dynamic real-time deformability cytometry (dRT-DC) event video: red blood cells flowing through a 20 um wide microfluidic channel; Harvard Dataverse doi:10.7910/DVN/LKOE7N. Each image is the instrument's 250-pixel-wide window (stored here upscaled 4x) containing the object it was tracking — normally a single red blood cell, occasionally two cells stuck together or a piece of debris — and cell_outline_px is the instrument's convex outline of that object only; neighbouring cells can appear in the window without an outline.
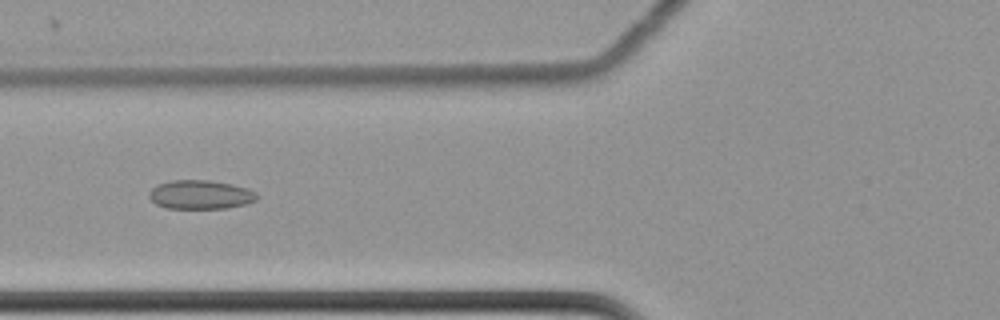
{"species": "common noctule bat (a hibernating species)", "species_latin": "Nyctalus noctula", "temperature_condition": "cold", "stored_images_in_passage": 62, "camera_frame_rate_fps": 3000, "um_per_image_px": 0.085, "animal": {"sex": "female", "body_mass_g": 22.7, "forearm_length_mm": 54.2}, "frame": {"image": 1, "passage_image": 26, "time_ms": 8.333, "image_size_px": [1000, 320], "cell_outline_px": [[260, 196], [256, 200], [248, 204], [228, 208], [164, 208], [156, 204], [148, 196], [148, 192], [156, 184], [172, 180], [208, 180], [232, 184], [248, 188], [256, 192]], "centroid_in_image_um": [17.06, 16.54], "position_along_channel_um": 108.7, "area_um2": 18.44}}
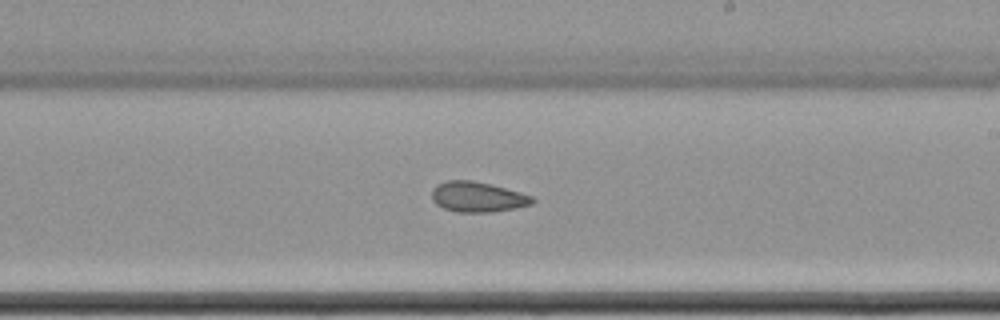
{"frame": {"image": 2, "passage_image": 38, "time_ms": 12.333, "image_size_px": [1000, 320], "cell_outline_px": [[536, 200], [532, 204], [516, 208], [492, 212], [456, 212], [444, 208], [436, 204], [432, 200], [432, 188], [436, 184], [444, 180], [472, 180], [492, 184], [520, 192], [532, 196]], "centroid_in_image_um": [40.58, 16.73], "position_along_channel_um": 248.4, "area_um2": 17.98}}
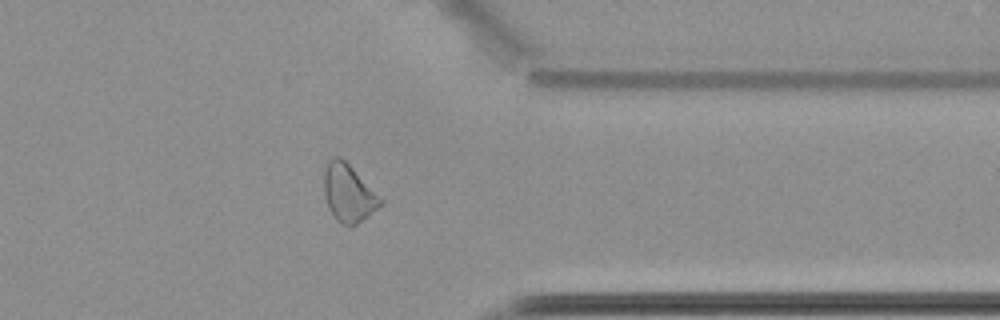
{"frame": {"image": 3, "passage_image": 50, "time_ms": 16.333, "image_size_px": [1000, 320], "cell_outline_px": [[384, 204], [352, 228], [336, 220], [328, 208], [324, 192], [324, 172], [328, 160], [336, 156], [340, 156], [384, 200]], "centroid_in_image_um": [29.63, 16.45], "position_along_channel_um": 381.8, "area_um2": 18.96}, "authors_computed_cell_mechanics": {"area_um2": 19.7387, "velocity_mm_per_s": 3.4955, "shape_relaxation_time_tau1_ms": null, "shape_relaxation_time_tau2_ms": 6.2029, "deformation_change_tau1": null, "deformation_change_tau2": 0.0923}}